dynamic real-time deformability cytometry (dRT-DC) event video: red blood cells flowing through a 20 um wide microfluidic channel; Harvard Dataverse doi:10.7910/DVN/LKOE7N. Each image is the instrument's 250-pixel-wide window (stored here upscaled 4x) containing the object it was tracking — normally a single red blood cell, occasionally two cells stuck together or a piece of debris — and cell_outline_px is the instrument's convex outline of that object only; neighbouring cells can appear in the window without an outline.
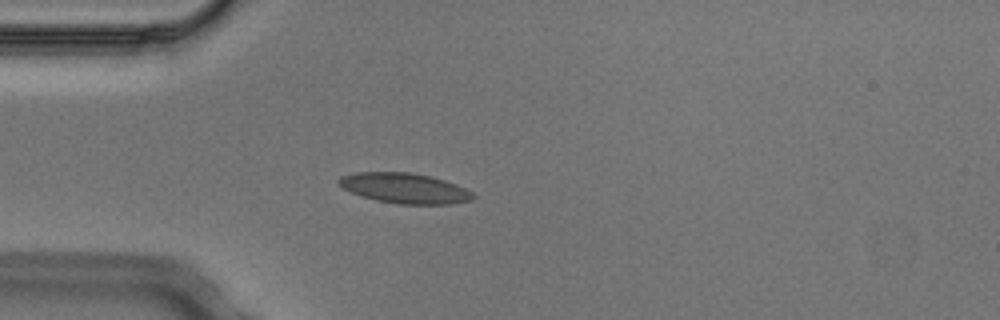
{"species": "Egyptian fruit bat (a non-hibernating species)", "species_latin": "Rousettus aegyptiacus", "temperature_condition": "cold", "stored_images_in_passage": 2, "camera_frame_rate_fps": 3000, "um_per_image_px": 0.085, "animal": {"sex": "male"}, "frame": {"image": 1, "passage_image": 2, "time_ms": 0.333, "image_size_px": [1000, 320], "cell_outline_px": [[476, 196], [472, 200], [452, 204], [396, 204], [376, 200], [360, 196], [336, 184], [336, 180], [340, 176], [356, 172], [408, 172], [432, 176], [456, 184], [472, 192]], "centroid_in_image_um": [34.37, 15.99], "position_along_channel_um": 50.6, "area_um2": 23.87}}